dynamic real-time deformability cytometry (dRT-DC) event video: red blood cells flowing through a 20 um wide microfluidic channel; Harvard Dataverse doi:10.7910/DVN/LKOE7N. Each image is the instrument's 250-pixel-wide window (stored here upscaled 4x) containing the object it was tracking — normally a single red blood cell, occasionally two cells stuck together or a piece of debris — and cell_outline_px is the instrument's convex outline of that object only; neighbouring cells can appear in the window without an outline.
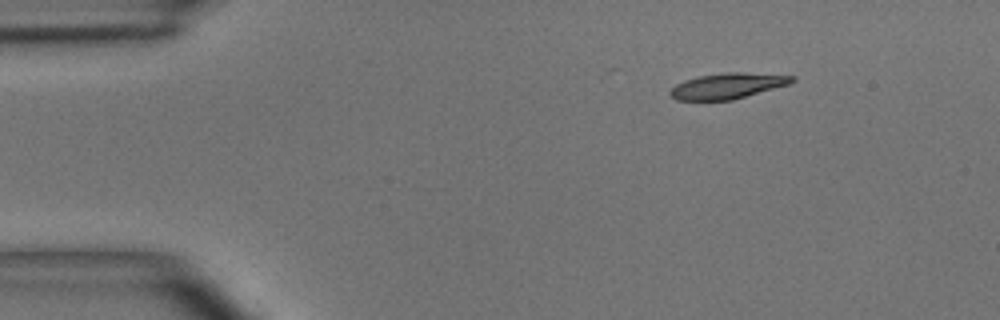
{"species": "common noctule bat (a hibernating species)", "species_latin": "Nyctalus noctula", "temperature_condition": "room temperature", "stored_images_in_passage": 4, "camera_frame_rate_fps": 3000, "um_per_image_px": 0.085, "animal": {"sex": "male", "body_mass_g": 15.6}, "frame": {"image": 1, "passage_image": 1, "time_ms": 0.0, "image_size_px": [1000, 320], "cell_outline_px": [[796, 80], [788, 84], [732, 100], [676, 100], [668, 92], [676, 84], [684, 80], [700, 76], [724, 72], [744, 72], [796, 76]], "centroid_in_image_um": [61.84, 7.29], "position_along_channel_um": 23.2, "area_um2": 18.09}}
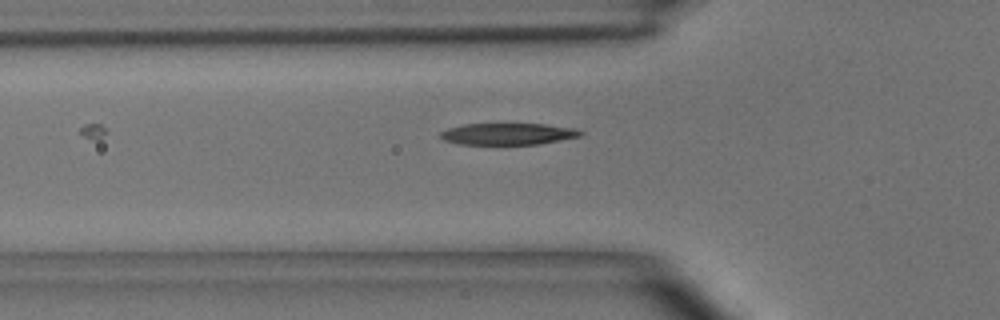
{"frame": {"image": 2, "passage_image": 4, "time_ms": 3.333, "image_size_px": [1000, 320], "cell_outline_px": [[584, 136], [540, 144], [460, 144], [444, 140], [440, 136], [440, 132], [448, 128], [464, 124], [544, 124], [576, 128], [584, 132]], "centroid_in_image_um": [43.25, 11.38], "position_along_channel_um": 82.6, "area_um2": 17.74}}